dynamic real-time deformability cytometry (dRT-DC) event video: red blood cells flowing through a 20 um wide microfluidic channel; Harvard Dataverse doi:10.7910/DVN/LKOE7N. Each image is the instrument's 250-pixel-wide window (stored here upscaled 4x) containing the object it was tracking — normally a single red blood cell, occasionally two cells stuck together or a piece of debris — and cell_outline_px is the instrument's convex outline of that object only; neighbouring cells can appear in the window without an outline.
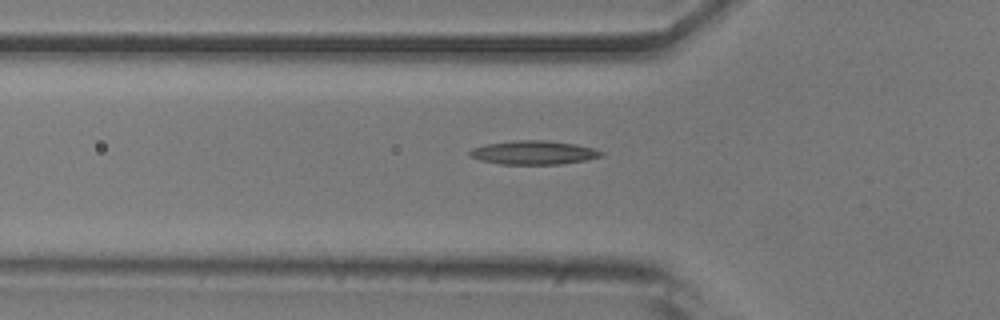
{"species": "common noctule bat (a hibernating species)", "species_latin": "Nyctalus noctula", "temperature_condition": "room temperature", "stored_images_in_passage": 37, "camera_frame_rate_fps": 3000, "um_per_image_px": 0.085, "animal": {"sex": "male", "body_mass_g": 20.5, "forearm_length_mm": 52.5}, "frame": {"image": 1, "passage_image": 5, "time_ms": 1.333, "image_size_px": [1000, 320], "cell_outline_px": [[604, 156], [588, 160], [560, 164], [500, 164], [480, 160], [468, 156], [468, 152], [472, 148], [484, 144], [516, 140], [544, 140], [576, 144], [596, 148], [604, 152]], "centroid_in_image_um": [45.38, 12.97], "position_along_channel_um": 80.4, "area_um2": 18.5}}
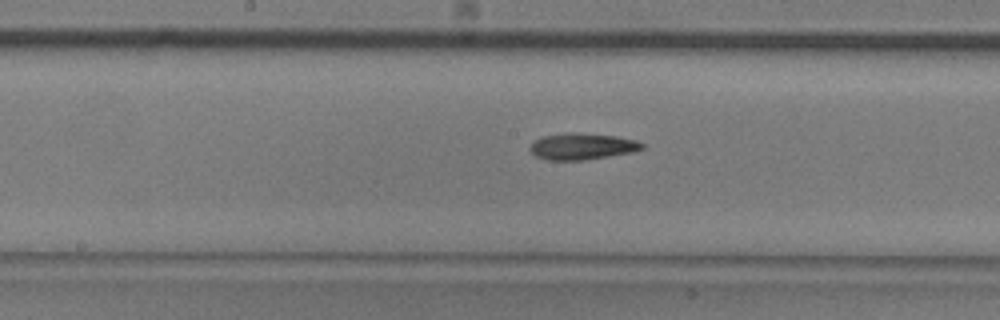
{"frame": {"image": 2, "passage_image": 14, "time_ms": 4.333, "image_size_px": [1000, 320], "cell_outline_px": [[644, 148], [632, 152], [584, 160], [548, 160], [536, 156], [528, 148], [540, 136], [568, 132], [576, 132], [616, 136], [636, 140], [644, 144]], "centroid_in_image_um": [49.47, 12.43], "position_along_channel_um": 198.7, "area_um2": 17.28}}
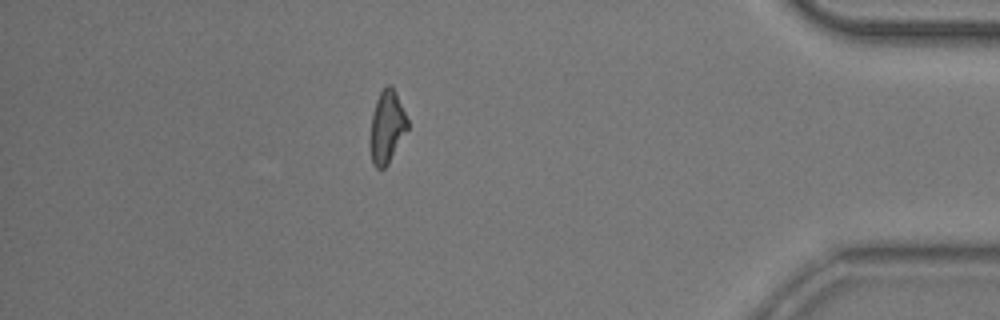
{"frame": {"image": 3, "passage_image": 33, "time_ms": 10.667, "image_size_px": [1000, 320], "cell_outline_px": [[408, 128], [388, 164], [384, 168], [376, 168], [372, 164], [368, 144], [368, 140], [372, 116], [376, 100], [380, 92], [388, 84], [392, 84], [396, 92], [408, 120]], "centroid_in_image_um": [32.85, 10.81], "position_along_channel_um": 402.3, "area_um2": 16.01}}